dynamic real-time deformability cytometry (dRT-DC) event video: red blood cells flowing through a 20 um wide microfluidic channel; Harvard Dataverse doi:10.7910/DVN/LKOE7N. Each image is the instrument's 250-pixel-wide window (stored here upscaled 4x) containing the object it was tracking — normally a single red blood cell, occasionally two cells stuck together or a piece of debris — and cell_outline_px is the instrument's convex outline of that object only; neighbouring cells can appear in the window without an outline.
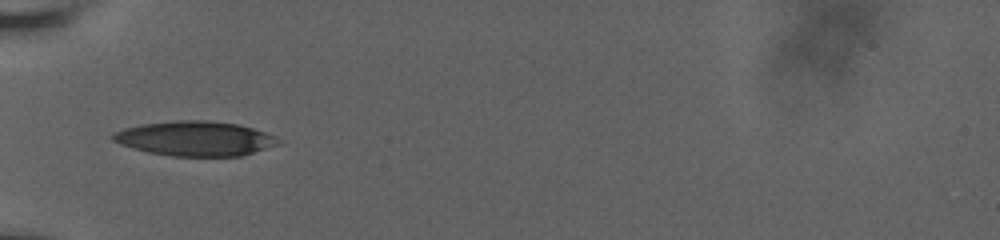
{"species": "human", "species_latin": "Homo sapiens", "temperature_condition": "room temperature", "stored_images_in_passage": 30, "camera_frame_rate_fps": 3000, "um_per_image_px": 0.085, "donor": {"sex": "male"}, "frame": {"image": 1, "passage_image": 1, "time_ms": 0.0, "image_size_px": [1000, 240], "cell_outline_px": [[280, 144], [240, 156], [172, 156], [148, 152], [132, 148], [120, 144], [112, 140], [108, 136], [124, 128], [140, 124], [176, 120], [208, 120], [236, 124], [252, 128], [276, 136], [280, 140]], "centroid_in_image_um": [16.56, 11.77], "position_along_channel_um": 68.4, "area_um2": 33.47}}
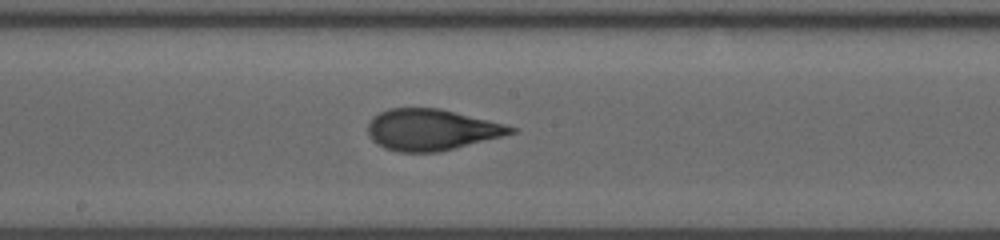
{"frame": {"image": 2, "passage_image": 15, "time_ms": 4.0, "image_size_px": [1000, 240], "cell_outline_px": [[520, 128], [516, 132], [436, 152], [400, 152], [384, 148], [376, 144], [368, 136], [368, 124], [380, 112], [388, 108], [440, 108]], "centroid_in_image_um": [36.64, 11.02], "position_along_channel_um": 211.6, "area_um2": 33.87}}
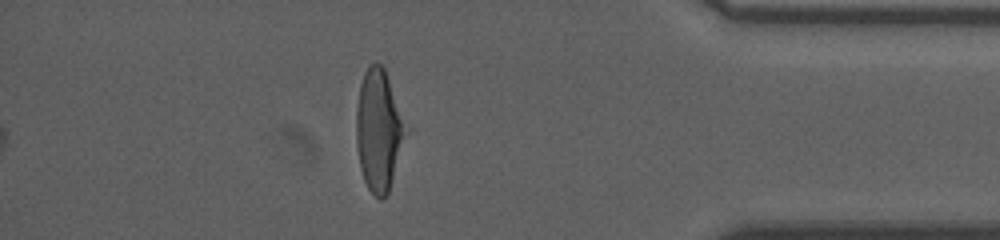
{"frame": {"image": 3, "passage_image": 26, "time_ms": 10.0, "image_size_px": [1000, 240], "cell_outline_px": [[412, 128], [388, 192], [380, 200], [368, 188], [364, 180], [360, 168], [356, 144], [356, 108], [360, 84], [364, 72], [368, 64], [376, 60], [384, 68]], "centroid_in_image_um": [32.27, 11.02], "position_along_channel_um": 402.9, "area_um2": 36.65}, "authors_computed_cell_mechanics": {"area_um2": 34.391, "velocity_mm_per_s": 3.6907, "shape_relaxation_time_tau1_ms": 5.0956, "shape_relaxation_time_tau2_ms": 1.1104, "deformation_change_tau1": 0.1921, "deformation_change_tau2": 0.0843}}